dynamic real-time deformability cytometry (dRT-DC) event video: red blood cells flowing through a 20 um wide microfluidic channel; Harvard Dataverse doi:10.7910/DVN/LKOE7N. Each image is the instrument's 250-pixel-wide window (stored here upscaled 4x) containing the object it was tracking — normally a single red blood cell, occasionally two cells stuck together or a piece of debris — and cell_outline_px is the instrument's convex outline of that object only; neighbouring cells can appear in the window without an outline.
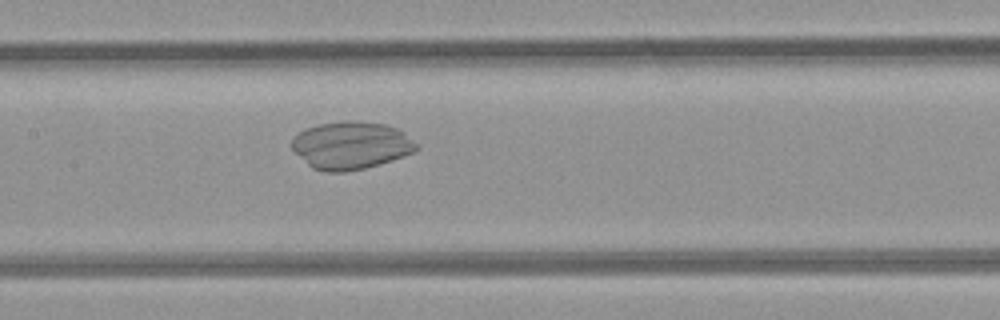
{"species": "common noctule bat (a hibernating species)", "species_latin": "Nyctalus noctula", "temperature_condition": "room temperature", "stored_images_in_passage": 49, "camera_frame_rate_fps": 3000, "um_per_image_px": 0.085, "animal": {"sex": "female", "body_mass_g": 21.9}, "frame": {"image": 1, "passage_image": 24, "time_ms": 7.667, "image_size_px": [1000, 320], "cell_outline_px": [[420, 148], [412, 152], [392, 160], [380, 164], [364, 168], [344, 172], [324, 172], [312, 168], [292, 148], [292, 136], [304, 128], [320, 124], [344, 120], [356, 120], [384, 124], [396, 128], [404, 132]], "centroid_in_image_um": [29.81, 12.34], "position_along_channel_um": 177.6, "area_um2": 34.56}}
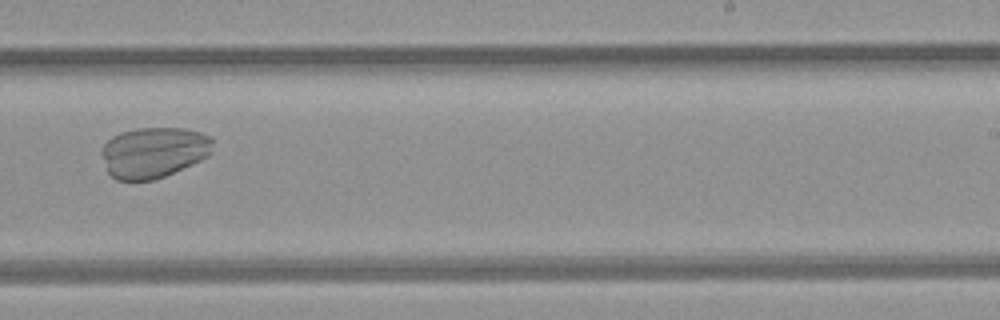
{"frame": {"image": 2, "passage_image": 31, "time_ms": 10.0, "image_size_px": [1000, 320], "cell_outline_px": [[212, 152], [208, 156], [200, 160], [164, 176], [152, 180], [116, 180], [108, 172], [100, 152], [100, 148], [112, 136], [120, 132], [136, 128], [184, 128], [200, 132], [212, 136]], "centroid_in_image_um": [13.05, 12.93], "position_along_channel_um": 276.0, "area_um2": 32.95}}
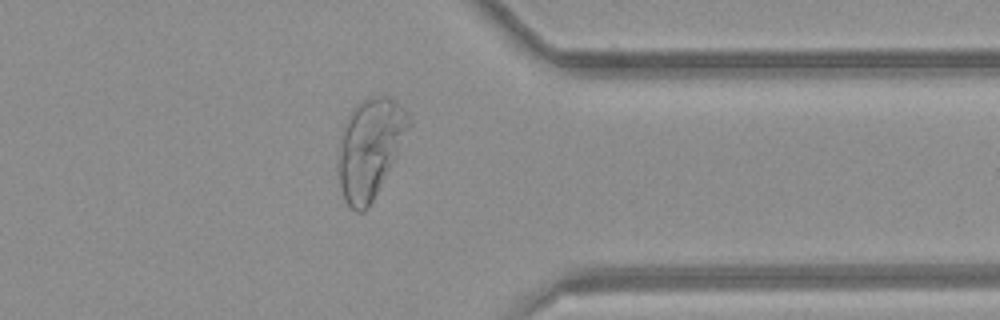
{"frame": {"image": 3, "passage_image": 39, "time_ms": 12.667, "image_size_px": [1000, 320], "cell_outline_px": [[412, 124], [396, 156], [368, 208], [364, 212], [356, 212], [348, 208], [344, 200], [336, 172], [336, 160], [344, 124], [352, 108], [360, 100], [376, 96], [388, 96], [400, 104], [408, 112], [412, 120]], "centroid_in_image_um": [31.41, 12.6], "position_along_channel_um": 380.0, "area_um2": 41.27}}